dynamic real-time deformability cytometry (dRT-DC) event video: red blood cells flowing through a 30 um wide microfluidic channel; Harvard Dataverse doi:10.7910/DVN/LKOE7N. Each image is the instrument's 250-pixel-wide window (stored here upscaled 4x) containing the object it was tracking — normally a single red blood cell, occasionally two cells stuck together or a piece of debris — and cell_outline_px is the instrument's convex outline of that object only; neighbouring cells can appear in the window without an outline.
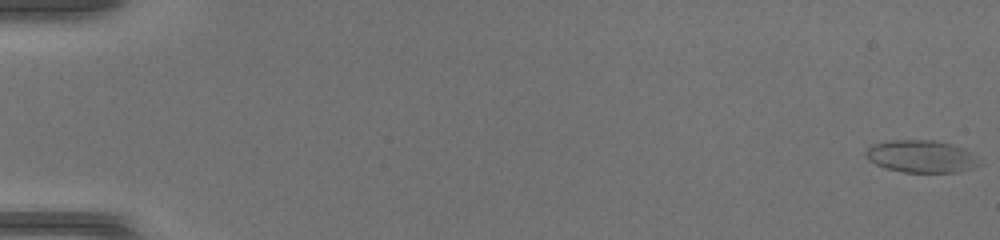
{"species": "common noctule bat (a hibernating species)", "species_latin": "Nyctalus noctula", "temperature_condition": "warm", "stored_images_in_passage": 49, "camera_frame_rate_fps": 3000, "um_per_image_px": 0.085, "animal": {"sex": "female", "body_mass_g": 17.0, "forearm_length_mm": 48.0}, "frame": {"image": 1, "passage_image": 1, "time_ms": 0.0, "image_size_px": [1000, 240], "cell_outline_px": [[984, 164], [960, 172], [904, 172], [884, 168], [868, 160], [864, 156], [864, 152], [872, 144], [888, 140], [932, 140], [952, 144], [964, 148], [980, 156]], "centroid_in_image_um": [78.36, 13.29], "position_along_channel_um": 6.6, "area_um2": 21.96}}
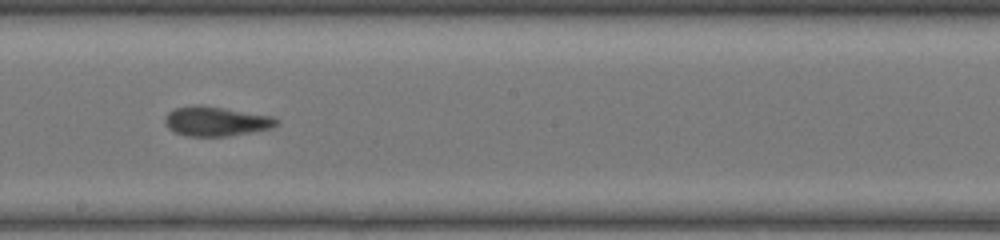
{"frame": {"image": 2, "passage_image": 29, "time_ms": 9.333, "image_size_px": [1000, 240], "cell_outline_px": [[280, 120], [272, 128], [252, 132], [228, 136], [184, 136], [168, 128], [164, 124], [164, 116], [168, 112], [176, 108], [192, 104], [200, 104], [276, 116]], "centroid_in_image_um": [18.37, 10.29], "position_along_channel_um": 229.8, "area_um2": 19.59}}
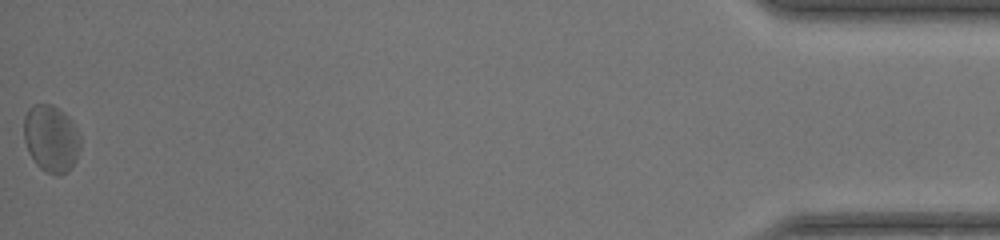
{"frame": {"image": 3, "passage_image": 49, "time_ms": 16.0, "image_size_px": [1000, 240], "cell_outline_px": [[80, 148], [76, 160], [68, 172], [56, 176], [40, 168], [36, 164], [28, 152], [24, 140], [24, 116], [28, 108], [32, 104], [52, 104], [64, 112], [72, 120], [80, 136]], "centroid_in_image_um": [4.34, 11.77], "position_along_channel_um": 430.9, "area_um2": 22.37}}